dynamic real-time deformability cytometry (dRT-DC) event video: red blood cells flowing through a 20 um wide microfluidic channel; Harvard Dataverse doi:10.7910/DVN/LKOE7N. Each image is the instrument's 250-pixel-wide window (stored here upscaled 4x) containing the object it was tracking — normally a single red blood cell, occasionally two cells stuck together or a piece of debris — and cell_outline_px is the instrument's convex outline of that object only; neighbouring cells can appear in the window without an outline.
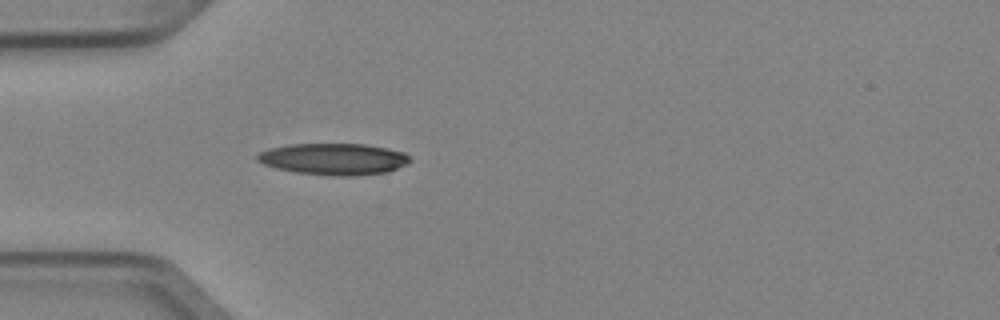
{"species": "Egyptian fruit bat (a non-hibernating species)", "species_latin": "Rousettus aegyptiacus", "temperature_condition": "cold", "stored_images_in_passage": 5, "camera_frame_rate_fps": 3000, "um_per_image_px": 0.085, "animal": {"sex": "female"}, "frame": {"image": 1, "passage_image": 5, "time_ms": 1.333, "image_size_px": [1000, 320], "cell_outline_px": [[412, 160], [408, 164], [388, 172], [348, 176], [336, 176], [296, 172], [276, 168], [264, 164], [256, 160], [256, 156], [260, 152], [268, 148], [288, 144], [364, 144], [388, 148], [404, 152]], "centroid_in_image_um": [28.37, 13.51], "position_along_channel_um": 56.6, "area_um2": 28.15}}